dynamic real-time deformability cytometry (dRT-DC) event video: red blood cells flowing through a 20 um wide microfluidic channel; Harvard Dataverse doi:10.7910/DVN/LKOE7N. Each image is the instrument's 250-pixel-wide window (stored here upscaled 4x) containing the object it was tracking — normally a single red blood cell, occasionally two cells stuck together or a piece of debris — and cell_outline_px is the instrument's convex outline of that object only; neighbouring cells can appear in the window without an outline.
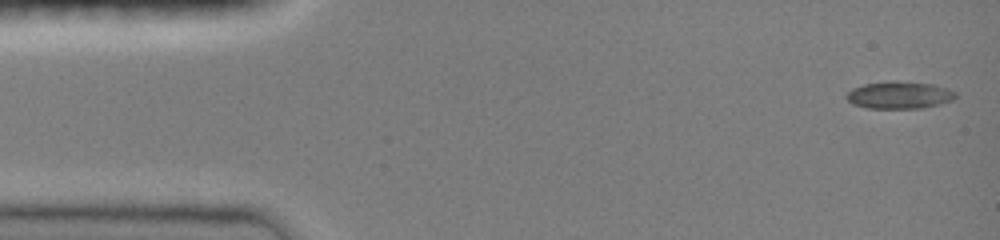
{"species": "common noctule bat (a hibernating species)", "species_latin": "Nyctalus noctula", "temperature_condition": "room temperature", "stored_images_in_passage": 31, "camera_frame_rate_fps": 3000, "um_per_image_px": 0.085, "animal": {"sex": "female", "body_mass_g": 19.0, "forearm_length_mm": 51.5}, "frame": {"image": 1, "passage_image": 1, "time_ms": 0.0, "image_size_px": [1000, 240], "cell_outline_px": [[956, 96], [952, 100], [940, 104], [920, 108], [868, 108], [852, 104], [844, 96], [852, 88], [864, 84], [896, 80], [932, 84], [956, 92]], "centroid_in_image_um": [76.41, 8.08], "position_along_channel_um": 8.6, "area_um2": 17.28}}
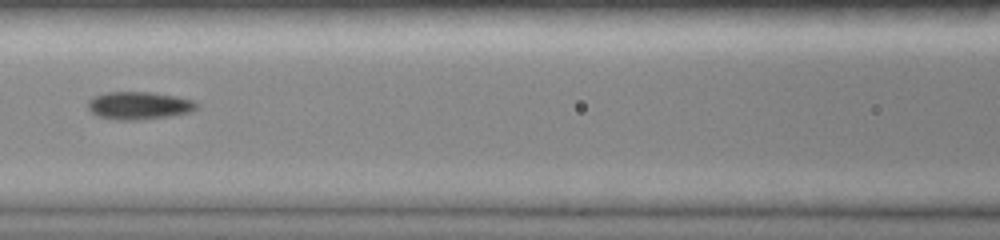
{"frame": {"image": 2, "passage_image": 14, "time_ms": 4.333, "image_size_px": [1000, 240], "cell_outline_px": [[200, 104], [192, 112], [168, 116], [136, 120], [112, 120], [96, 116], [88, 108], [88, 100], [92, 96], [104, 92], [152, 92], [176, 96], [192, 100]], "centroid_in_image_um": [11.78, 8.97], "position_along_channel_um": 154.8, "area_um2": 17.8}}
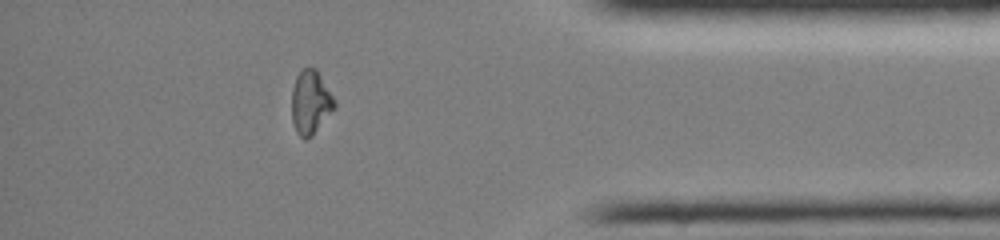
{"frame": {"image": 3, "passage_image": 27, "time_ms": 8.667, "image_size_px": [1000, 240], "cell_outline_px": [[336, 108], [312, 136], [304, 140], [296, 132], [292, 120], [292, 88], [296, 76], [304, 68], [316, 68], [336, 100]], "centroid_in_image_um": [26.41, 8.71], "position_along_channel_um": 408.8, "area_um2": 16.07}}